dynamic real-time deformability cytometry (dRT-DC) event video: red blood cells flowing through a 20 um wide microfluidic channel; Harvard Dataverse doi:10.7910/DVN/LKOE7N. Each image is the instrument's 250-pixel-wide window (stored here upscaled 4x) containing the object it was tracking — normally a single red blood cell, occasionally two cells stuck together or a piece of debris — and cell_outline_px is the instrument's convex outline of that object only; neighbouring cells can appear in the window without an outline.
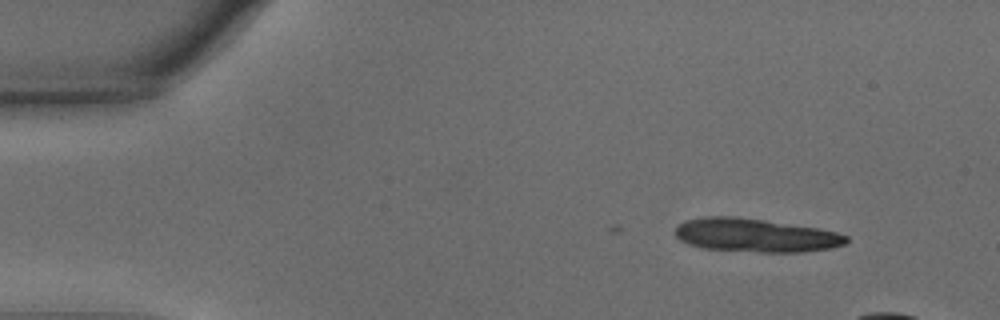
{"species": "common noctule bat (a hibernating species)", "species_latin": "Nyctalus noctula", "temperature_condition": "warm", "stored_images_in_passage": 4, "camera_frame_rate_fps": 3000, "um_per_image_px": 0.085, "animal": {"sex": "male", "body_mass_g": 15.6}, "frame": {"image": 1, "passage_image": 1, "time_ms": 0.0, "image_size_px": [1000, 320], "cell_outline_px": [[848, 240], [844, 244], [832, 248], [800, 252], [760, 252], [700, 248], [688, 244], [680, 240], [672, 232], [684, 220], [704, 216], [736, 216], [820, 228], [836, 232], [848, 236]], "centroid_in_image_um": [64.18, 19.99], "position_along_channel_um": 20.8, "area_um2": 33.64}}